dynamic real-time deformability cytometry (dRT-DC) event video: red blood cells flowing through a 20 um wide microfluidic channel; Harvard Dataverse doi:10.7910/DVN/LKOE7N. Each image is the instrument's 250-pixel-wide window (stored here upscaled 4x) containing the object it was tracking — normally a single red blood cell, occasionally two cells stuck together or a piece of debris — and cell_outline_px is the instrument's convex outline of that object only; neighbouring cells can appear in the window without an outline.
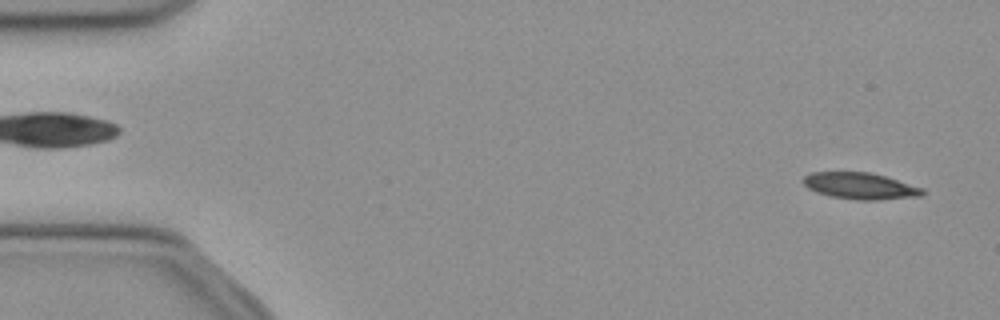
{"species": "common noctule bat (a hibernating species)", "species_latin": "Nyctalus noctula", "temperature_condition": "cold", "stored_images_in_passage": 51, "camera_frame_rate_fps": 3000, "um_per_image_px": 0.085, "animal": {"sex": "female", "body_mass_g": 21.9}, "frame": {"image": 1, "passage_image": 2, "time_ms": 0.333, "image_size_px": [1000, 320], "cell_outline_px": [[924, 196], [876, 200], [856, 200], [832, 196], [816, 192], [808, 188], [800, 180], [804, 176], [812, 172], [868, 172], [884, 176], [924, 188]], "centroid_in_image_um": [73.11, 15.81], "position_along_channel_um": 11.9, "area_um2": 18.44}}
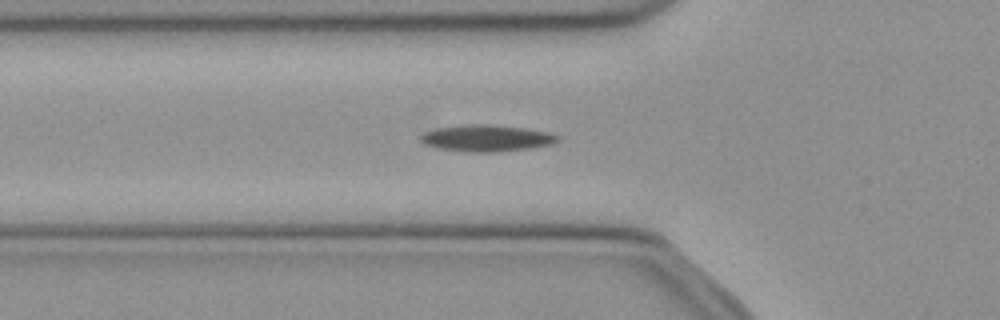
{"frame": {"image": 2, "passage_image": 17, "time_ms": 5.333, "image_size_px": [1000, 320], "cell_outline_px": [[560, 140], [552, 144], [528, 148], [496, 152], [472, 152], [436, 148], [424, 144], [420, 140], [420, 136], [424, 132], [440, 128], [464, 124], [492, 124], [524, 128], [548, 132], [560, 136]], "centroid_in_image_um": [41.36, 11.74], "position_along_channel_um": 84.4, "area_um2": 21.21}}
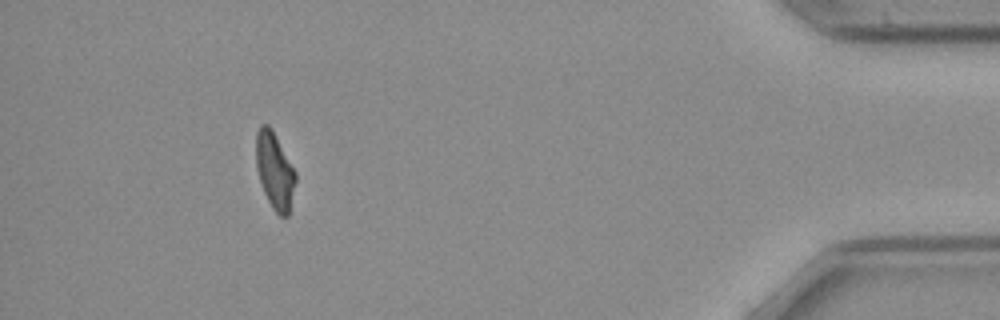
{"frame": {"image": 3, "passage_image": 47, "time_ms": 15.333, "image_size_px": [1000, 320], "cell_outline_px": [[296, 180], [288, 216], [280, 216], [272, 208], [264, 192], [256, 168], [256, 132], [260, 124], [268, 124], [272, 128], [296, 172]], "centroid_in_image_um": [23.34, 14.48], "position_along_channel_um": 411.9, "area_um2": 17.63}}